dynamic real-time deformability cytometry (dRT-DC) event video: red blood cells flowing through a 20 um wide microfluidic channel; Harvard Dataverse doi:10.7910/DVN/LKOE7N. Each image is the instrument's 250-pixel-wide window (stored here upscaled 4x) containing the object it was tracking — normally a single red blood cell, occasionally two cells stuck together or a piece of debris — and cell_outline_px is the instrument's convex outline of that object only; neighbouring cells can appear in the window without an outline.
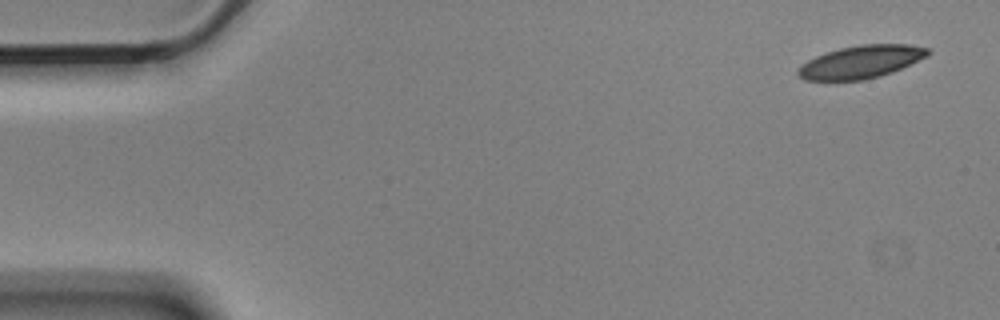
{"species": "Egyptian fruit bat (a non-hibernating species)", "species_latin": "Rousettus aegyptiacus", "temperature_condition": "cold", "stored_images_in_passage": 8, "camera_frame_rate_fps": 3000, "um_per_image_px": 0.085, "animal": {"sex": "male"}, "frame": {"image": 1, "passage_image": 1, "time_ms": 0.0, "image_size_px": [1000, 320], "cell_outline_px": [[932, 52], [928, 56], [892, 72], [880, 76], [864, 80], [804, 80], [796, 72], [808, 60], [816, 56], [840, 48], [860, 44], [908, 44], [928, 48]], "centroid_in_image_um": [73.23, 5.25], "position_along_channel_um": 11.8, "area_um2": 24.62}}
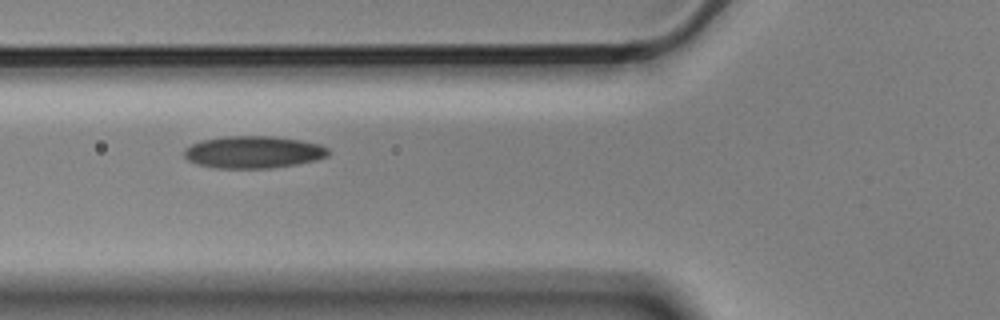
{"frame": {"image": 2, "passage_image": 6, "time_ms": 1.667, "image_size_px": [1000, 320], "cell_outline_px": [[328, 156], [316, 160], [296, 164], [272, 168], [216, 168], [196, 164], [188, 160], [184, 156], [184, 148], [192, 144], [204, 140], [228, 136], [272, 136], [300, 140], [320, 144], [328, 148]], "centroid_in_image_um": [21.54, 12.93], "position_along_channel_um": 104.3, "area_um2": 26.99}}
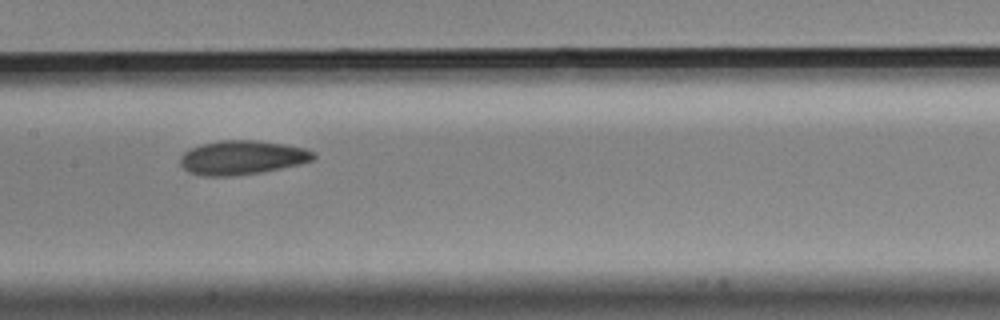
{"frame": {"image": 3, "passage_image": 8, "time_ms": 2.333, "image_size_px": [1000, 320], "cell_outline_px": [[316, 156], [312, 160], [300, 164], [264, 172], [236, 176], [204, 176], [188, 172], [180, 164], [180, 156], [184, 152], [200, 144], [220, 140], [252, 140], [284, 144], [304, 148], [316, 152]], "centroid_in_image_um": [20.58, 13.4], "position_along_channel_um": 186.8, "area_um2": 26.65}}